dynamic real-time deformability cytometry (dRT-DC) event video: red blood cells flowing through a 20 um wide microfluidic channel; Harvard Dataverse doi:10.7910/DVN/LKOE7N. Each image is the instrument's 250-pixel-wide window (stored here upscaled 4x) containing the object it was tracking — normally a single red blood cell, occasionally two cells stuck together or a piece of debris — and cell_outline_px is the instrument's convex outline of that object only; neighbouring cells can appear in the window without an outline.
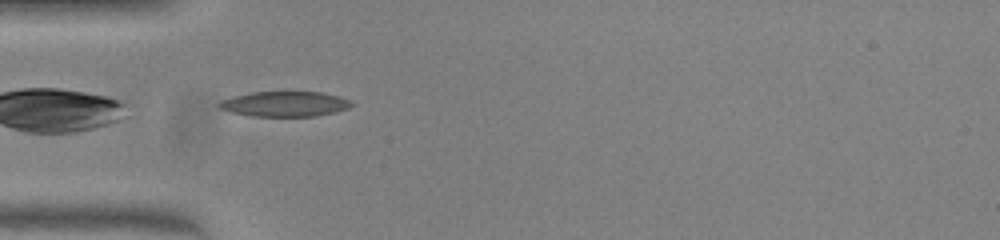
{"species": "common noctule bat (a hibernating species)", "species_latin": "Nyctalus noctula", "temperature_condition": "warm", "stored_images_in_passage": 4, "camera_frame_rate_fps": 3000, "um_per_image_px": 0.085, "animal": {"sex": "female", "body_mass_g": 23.0, "forearm_length_mm": 53.4}, "frame": {"image": 1, "passage_image": 1, "time_ms": 0.0, "image_size_px": [1000, 240], "cell_outline_px": [[356, 104], [348, 108], [316, 116], [252, 116], [232, 112], [220, 108], [216, 104], [232, 96], [252, 92], [320, 92], [340, 96]], "centroid_in_image_um": [24.22, 8.83], "position_along_channel_um": 60.8, "area_um2": 19.25}}